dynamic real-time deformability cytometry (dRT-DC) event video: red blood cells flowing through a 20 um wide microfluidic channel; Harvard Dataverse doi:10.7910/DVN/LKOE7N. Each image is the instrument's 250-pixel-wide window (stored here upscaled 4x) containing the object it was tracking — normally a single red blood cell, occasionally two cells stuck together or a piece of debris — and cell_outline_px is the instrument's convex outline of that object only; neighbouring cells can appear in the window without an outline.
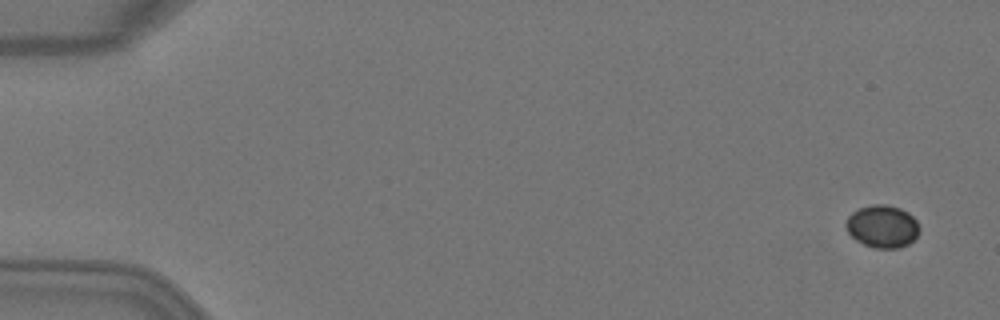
{"species": "Egyptian fruit bat (a non-hibernating species)", "species_latin": "Rousettus aegyptiacus", "temperature_condition": "warm", "stored_images_in_passage": 6, "camera_frame_rate_fps": 3000, "um_per_image_px": 0.085, "animal": {"sex": "female"}, "frame": {"image": 1, "passage_image": 1, "time_ms": 0.0, "image_size_px": [1000, 320], "cell_outline_px": [[920, 228], [916, 236], [908, 244], [896, 248], [876, 248], [864, 244], [856, 240], [848, 232], [844, 224], [848, 216], [852, 212], [860, 208], [872, 204], [884, 204], [900, 208], [908, 212], [916, 220]], "centroid_in_image_um": [74.98, 19.23], "position_along_channel_um": 10.0, "area_um2": 18.15}}
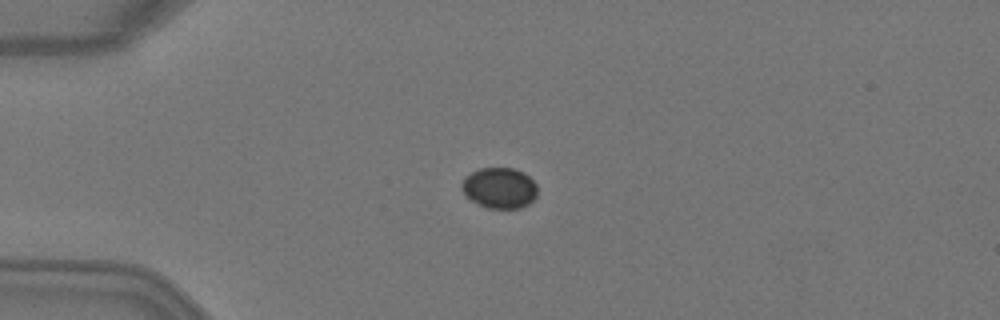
{"frame": {"image": 2, "passage_image": 4, "time_ms": 1.0, "image_size_px": [1000, 320], "cell_outline_px": [[536, 196], [528, 204], [520, 208], [488, 208], [472, 200], [460, 188], [460, 184], [464, 176], [480, 168], [512, 168], [524, 172], [536, 184]], "centroid_in_image_um": [42.44, 15.96], "position_along_channel_um": 42.6, "area_um2": 17.86}}
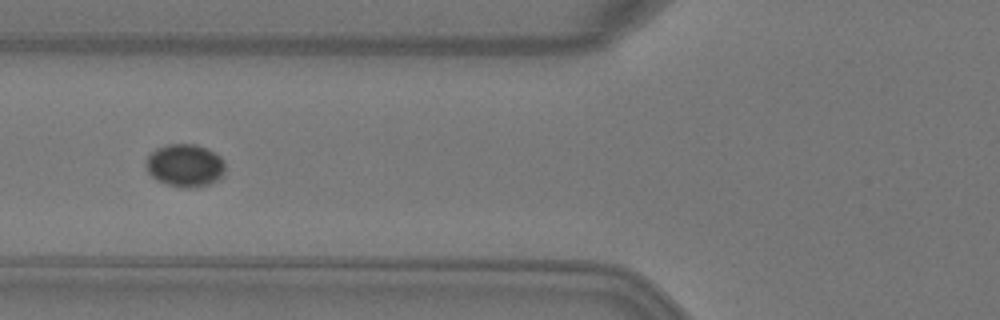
{"frame": {"image": 3, "passage_image": 6, "time_ms": 1.667, "image_size_px": [1000, 320], "cell_outline_px": [[224, 176], [220, 180], [196, 188], [180, 188], [164, 184], [156, 180], [148, 172], [144, 164], [148, 156], [156, 148], [168, 144], [196, 144], [208, 148], [220, 156], [224, 160]], "centroid_in_image_um": [15.73, 14.08], "position_along_channel_um": 110.1, "area_um2": 20.23}}